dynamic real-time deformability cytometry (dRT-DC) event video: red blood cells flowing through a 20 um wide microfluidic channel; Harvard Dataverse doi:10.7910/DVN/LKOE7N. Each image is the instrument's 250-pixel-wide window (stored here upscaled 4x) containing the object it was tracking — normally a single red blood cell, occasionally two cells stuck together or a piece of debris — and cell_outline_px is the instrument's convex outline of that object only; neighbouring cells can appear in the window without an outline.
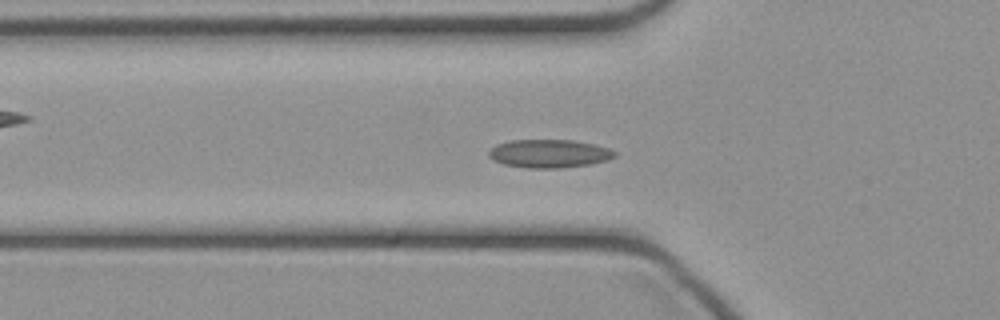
{"species": "common noctule bat (a hibernating species)", "species_latin": "Nyctalus noctula", "temperature_condition": "cold", "stored_images_in_passage": 47, "camera_frame_rate_fps": 3000, "um_per_image_px": 0.085, "animal": {"sex": "female", "body_mass_g": 21.9}, "frame": {"image": 1, "passage_image": 15, "time_ms": 4.667, "image_size_px": [1000, 320], "cell_outline_px": [[616, 156], [608, 160], [592, 164], [560, 168], [528, 168], [504, 164], [492, 160], [488, 156], [488, 152], [496, 144], [508, 140], [572, 140], [592, 144], [608, 148], [616, 152]], "centroid_in_image_um": [46.66, 13.06], "position_along_channel_um": 79.1, "area_um2": 20.81}}
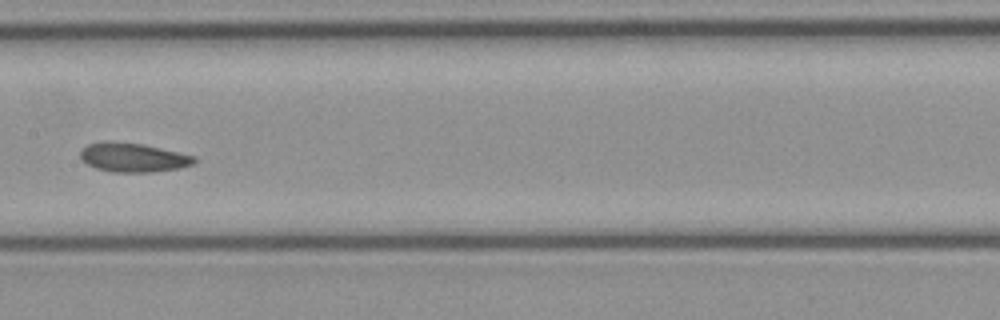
{"frame": {"image": 2, "passage_image": 23, "time_ms": 7.333, "image_size_px": [1000, 320], "cell_outline_px": [[196, 160], [192, 164], [180, 168], [152, 172], [112, 172], [96, 168], [80, 160], [80, 152], [88, 144], [104, 140], [112, 140], [144, 144], [196, 156]], "centroid_in_image_um": [11.29, 13.37], "position_along_channel_um": 196.1, "area_um2": 19.54}}
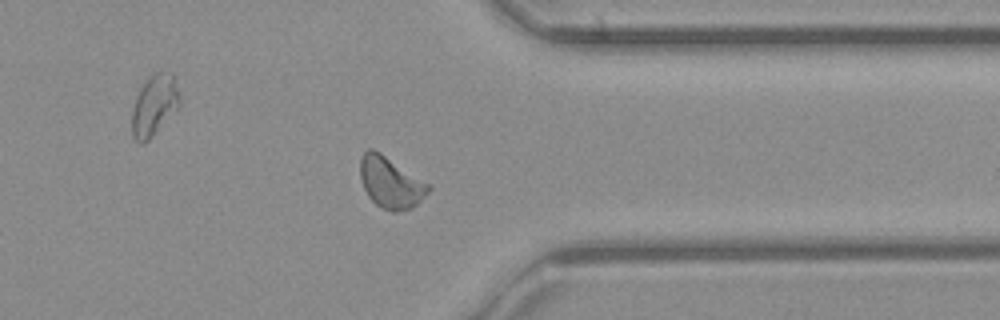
{"frame": {"image": 3, "passage_image": 36, "time_ms": 11.667, "image_size_px": [1000, 320], "cell_outline_px": [[432, 188], [412, 208], [396, 212], [392, 212], [376, 204], [368, 196], [364, 188], [360, 176], [360, 156], [368, 148], [372, 148], [380, 152], [432, 184]], "centroid_in_image_um": [33.22, 15.49], "position_along_channel_um": 378.2, "area_um2": 20.58}}